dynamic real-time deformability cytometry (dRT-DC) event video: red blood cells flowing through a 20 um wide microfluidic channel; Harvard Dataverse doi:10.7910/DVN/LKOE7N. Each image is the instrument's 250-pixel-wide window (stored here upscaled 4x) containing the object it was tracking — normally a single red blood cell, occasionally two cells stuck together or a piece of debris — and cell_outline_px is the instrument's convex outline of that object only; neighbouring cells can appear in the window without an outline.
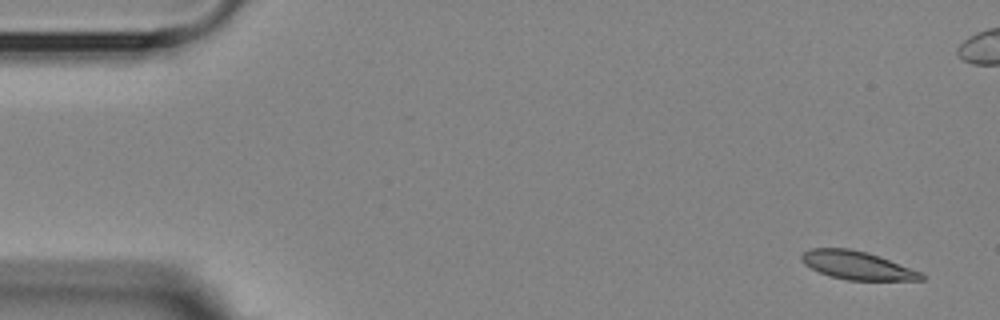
{"species": "Egyptian fruit bat (a non-hibernating species)", "species_latin": "Rousettus aegyptiacus", "temperature_condition": "room temperature", "stored_images_in_passage": 10, "camera_frame_rate_fps": 3000, "um_per_image_px": 0.085, "animal": {"sex": "female"}, "frame": {"image": 1, "passage_image": 1, "time_ms": 0.0, "image_size_px": [1000, 320], "cell_outline_px": [[924, 280], [848, 280], [832, 276], [820, 272], [804, 264], [800, 260], [800, 256], [804, 252], [812, 248], [848, 248], [868, 252], [920, 272], [924, 276]], "centroid_in_image_um": [72.82, 22.55], "position_along_channel_um": 12.2, "area_um2": 19.42}}
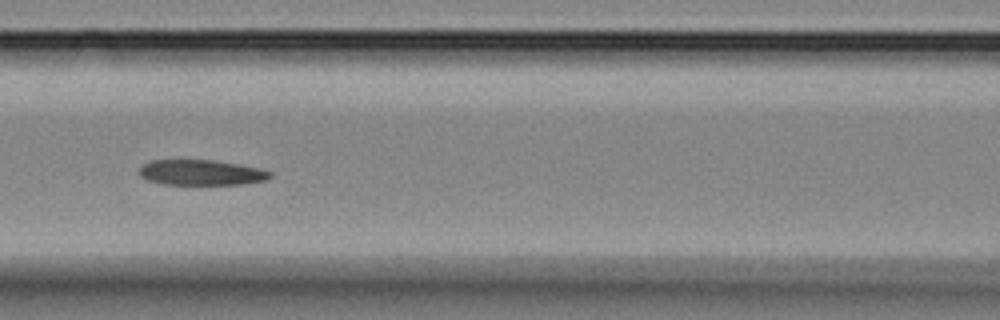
{"frame": {"image": 2, "passage_image": 7, "time_ms": 7.0, "image_size_px": [1000, 320], "cell_outline_px": [[272, 176], [264, 180], [244, 184], [160, 184], [144, 180], [136, 172], [140, 164], [148, 160], [216, 160], [240, 164], [260, 168], [272, 172]], "centroid_in_image_um": [17.01, 14.66], "position_along_channel_um": 149.6, "area_um2": 19.83}}
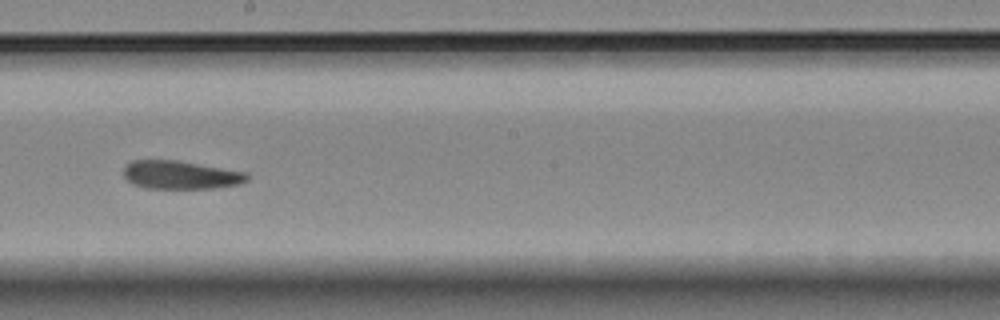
{"frame": {"image": 3, "passage_image": 9, "time_ms": 9.333, "image_size_px": [1000, 320], "cell_outline_px": [[248, 180], [240, 184], [212, 188], [144, 188], [132, 184], [124, 176], [124, 168], [132, 160], [176, 160], [248, 172]], "centroid_in_image_um": [15.36, 14.87], "position_along_channel_um": 232.8, "area_um2": 20.35}}